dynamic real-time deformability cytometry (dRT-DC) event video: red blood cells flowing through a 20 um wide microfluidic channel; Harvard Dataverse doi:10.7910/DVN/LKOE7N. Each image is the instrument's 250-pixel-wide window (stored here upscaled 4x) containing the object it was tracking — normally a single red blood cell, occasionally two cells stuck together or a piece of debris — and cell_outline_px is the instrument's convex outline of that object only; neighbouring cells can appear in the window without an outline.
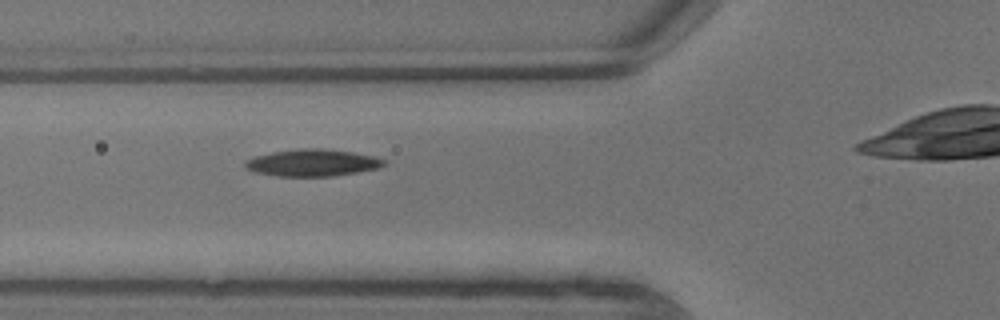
{"species": "common noctule bat (a hibernating species)", "species_latin": "Nyctalus noctula", "temperature_condition": "warm", "stored_images_in_passage": 3, "camera_frame_rate_fps": 3000, "um_per_image_px": 0.085, "animal": {"sex": "male", "body_mass_g": 13.3}, "frame": {"image": 1, "passage_image": 3, "time_ms": 0.667, "image_size_px": [1000, 320], "cell_outline_px": [[388, 164], [380, 168], [332, 176], [276, 176], [256, 172], [248, 168], [244, 164], [244, 160], [256, 156], [272, 152], [300, 148], [324, 148], [352, 152], [372, 156], [388, 160]], "centroid_in_image_um": [26.6, 13.83], "position_along_channel_um": 99.2, "area_um2": 21.85}}